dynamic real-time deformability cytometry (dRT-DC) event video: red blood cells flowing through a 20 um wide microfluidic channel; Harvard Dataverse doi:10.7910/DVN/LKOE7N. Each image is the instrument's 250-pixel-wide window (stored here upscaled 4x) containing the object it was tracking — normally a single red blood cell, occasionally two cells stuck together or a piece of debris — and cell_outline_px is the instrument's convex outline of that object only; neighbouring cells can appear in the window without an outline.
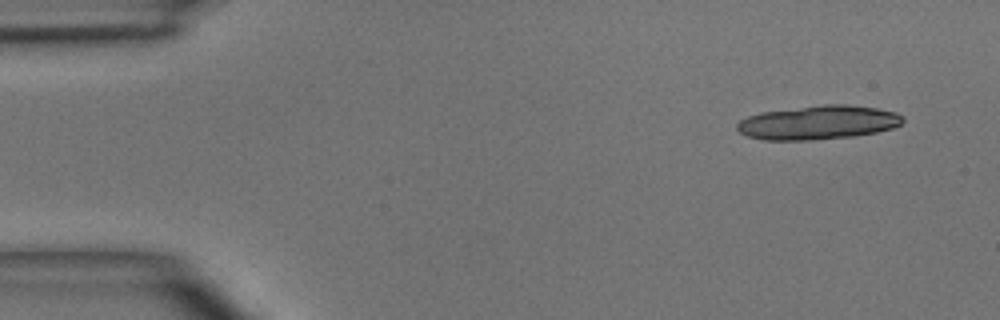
{"species": "common noctule bat (a hibernating species)", "species_latin": "Nyctalus noctula", "temperature_condition": "room temperature", "stored_images_in_passage": 7, "camera_frame_rate_fps": 3000, "um_per_image_px": 0.085, "animal": {"sex": "male", "body_mass_g": 15.6}, "frame": {"image": 1, "passage_image": 1, "time_ms": 0.0, "image_size_px": [1000, 320], "cell_outline_px": [[904, 120], [900, 124], [892, 128], [876, 132], [852, 136], [808, 140], [764, 140], [748, 136], [740, 132], [736, 128], [736, 124], [740, 120], [748, 116], [760, 112], [824, 104], [848, 104], [876, 108], [896, 112], [904, 116]], "centroid_in_image_um": [69.54, 10.4], "position_along_channel_um": 15.5, "area_um2": 32.77}}
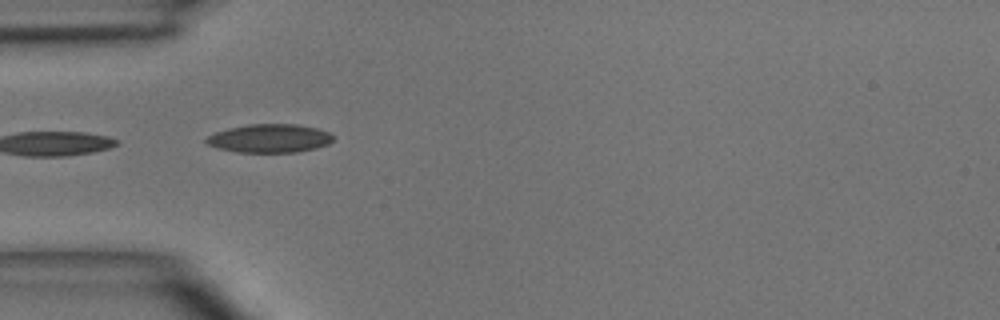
{"frame": {"image": 2, "passage_image": 4, "time_ms": 3.667, "image_size_px": [1000, 320], "cell_outline_px": [[332, 140], [328, 144], [316, 148], [296, 152], [236, 152], [220, 148], [208, 144], [204, 140], [208, 136], [216, 132], [228, 128], [248, 124], [296, 124], [316, 128], [328, 132], [332, 136]], "centroid_in_image_um": [22.91, 11.75], "position_along_channel_um": 62.1, "area_um2": 20.87}}